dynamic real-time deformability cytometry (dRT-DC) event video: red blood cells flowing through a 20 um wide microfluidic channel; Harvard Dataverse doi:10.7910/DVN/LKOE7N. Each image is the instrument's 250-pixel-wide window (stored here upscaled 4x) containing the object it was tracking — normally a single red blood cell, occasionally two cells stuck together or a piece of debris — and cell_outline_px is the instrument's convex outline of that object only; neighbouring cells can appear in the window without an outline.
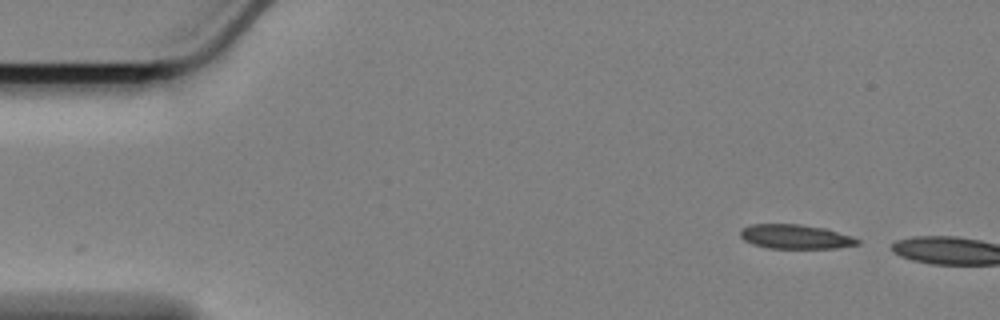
{"species": "Egyptian fruit bat (a non-hibernating species)", "species_latin": "Rousettus aegyptiacus", "temperature_condition": "cold", "stored_images_in_passage": 10, "camera_frame_rate_fps": 3000, "um_per_image_px": 0.085, "animal": {"sex": "female"}, "frame": {"image": 1, "passage_image": 1, "time_ms": 0.0, "image_size_px": [1000, 320], "cell_outline_px": [[860, 244], [836, 248], [768, 248], [752, 244], [744, 240], [740, 236], [740, 228], [748, 224], [800, 224], [824, 228], [852, 236], [860, 240]], "centroid_in_image_um": [67.58, 20.11], "position_along_channel_um": 17.4, "area_um2": 16.7}}